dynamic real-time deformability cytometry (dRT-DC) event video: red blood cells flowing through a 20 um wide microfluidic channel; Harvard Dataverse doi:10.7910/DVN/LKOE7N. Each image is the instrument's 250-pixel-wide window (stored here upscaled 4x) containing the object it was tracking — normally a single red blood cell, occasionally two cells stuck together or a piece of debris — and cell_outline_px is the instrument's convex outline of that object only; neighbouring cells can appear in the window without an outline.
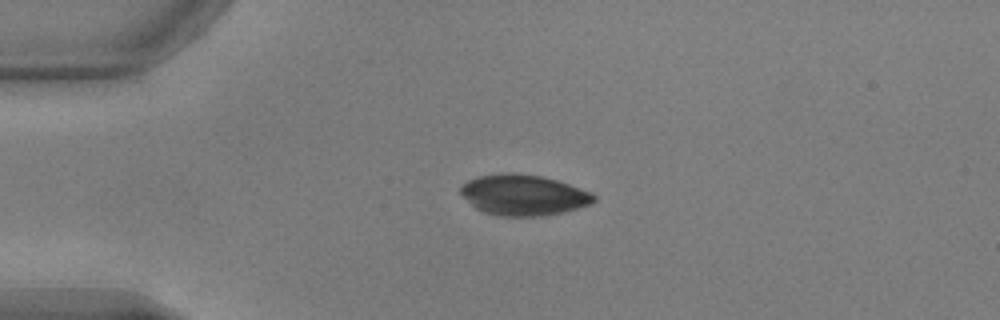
{"species": "common noctule bat (a hibernating species)", "species_latin": "Nyctalus noctula", "temperature_condition": "warm", "stored_images_in_passage": 41, "camera_frame_rate_fps": 3000, "um_per_image_px": 0.085, "animal": {"sex": "male", "body_mass_g": 17.9, "forearm_length_mm": 54.2}, "frame": {"image": 1, "passage_image": 1, "time_ms": 0.0, "image_size_px": [1000, 320], "cell_outline_px": [[596, 200], [592, 204], [564, 212], [540, 216], [500, 216], [484, 212], [476, 208], [460, 192], [460, 184], [476, 176], [508, 172], [512, 172], [540, 176], [556, 180], [592, 192], [596, 196]], "centroid_in_image_um": [44.5, 16.57], "position_along_channel_um": 40.5, "area_um2": 31.67}}
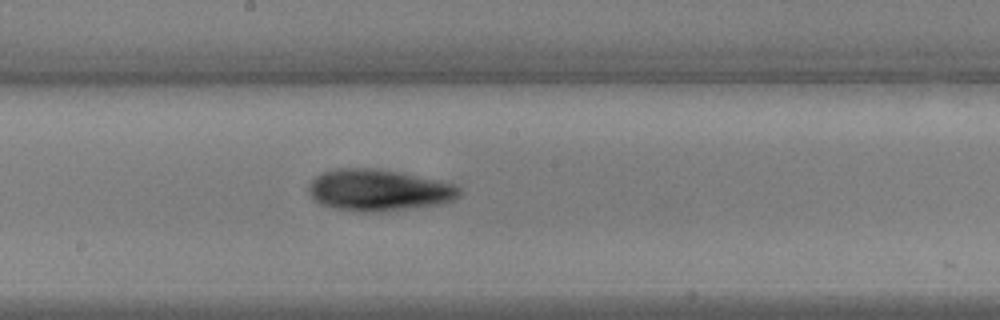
{"frame": {"image": 2, "passage_image": 17, "time_ms": 5.333, "image_size_px": [1000, 320], "cell_outline_px": [[460, 196], [444, 204], [372, 212], [356, 212], [336, 208], [320, 204], [308, 192], [308, 184], [316, 176], [324, 172], [336, 168], [372, 168], [396, 172], [456, 184], [460, 188]], "centroid_in_image_um": [32.17, 16.17], "position_along_channel_um": 216.0, "area_um2": 36.24}}
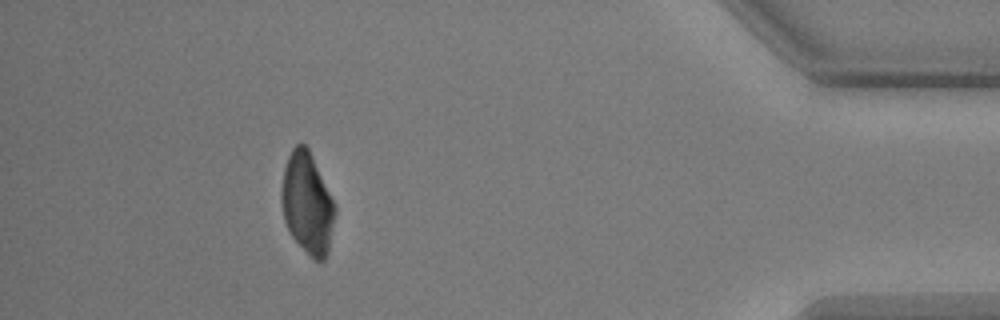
{"frame": {"image": 3, "passage_image": 36, "time_ms": 11.667, "image_size_px": [1000, 320], "cell_outline_px": [[336, 212], [328, 252], [324, 260], [312, 260], [292, 236], [284, 220], [280, 200], [280, 192], [284, 168], [288, 156], [292, 148], [296, 144], [304, 144], [308, 148], [336, 204]], "centroid_in_image_um": [26.12, 17.29], "position_along_channel_um": 409.1, "area_um2": 31.79}}